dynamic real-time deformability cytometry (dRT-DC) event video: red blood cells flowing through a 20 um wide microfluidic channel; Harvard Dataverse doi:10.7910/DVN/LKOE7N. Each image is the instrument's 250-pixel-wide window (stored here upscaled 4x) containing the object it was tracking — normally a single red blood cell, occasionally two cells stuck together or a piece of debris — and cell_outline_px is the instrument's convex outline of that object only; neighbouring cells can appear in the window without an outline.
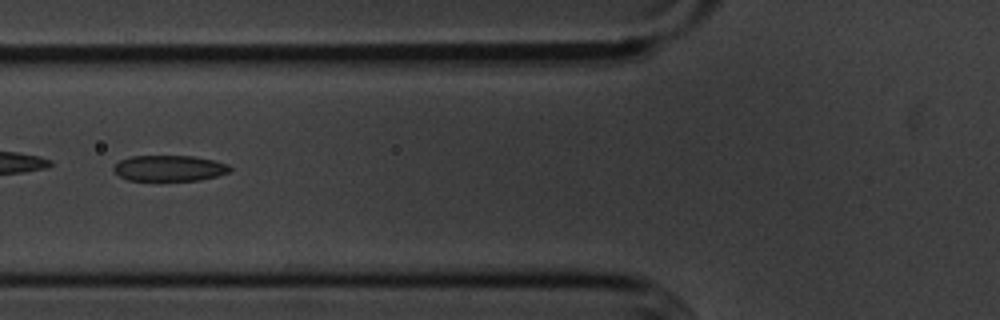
{"species": "common noctule bat (a hibernating species)", "species_latin": "Nyctalus noctula", "temperature_condition": "cold", "stored_images_in_passage": 54, "camera_frame_rate_fps": 3000, "um_per_image_px": 0.085, "animal": {"sex": "male", "body_mass_g": 20.1, "forearm_length_mm": 53.5}, "frame": {"image": 1, "passage_image": 21, "time_ms": 6.667, "image_size_px": [1000, 320], "cell_outline_px": [[232, 168], [228, 172], [216, 176], [200, 180], [128, 180], [112, 172], [112, 168], [120, 160], [132, 156], [192, 156], [212, 160], [228, 164]], "centroid_in_image_um": [14.36, 14.3], "position_along_channel_um": 111.4, "area_um2": 17.4}}
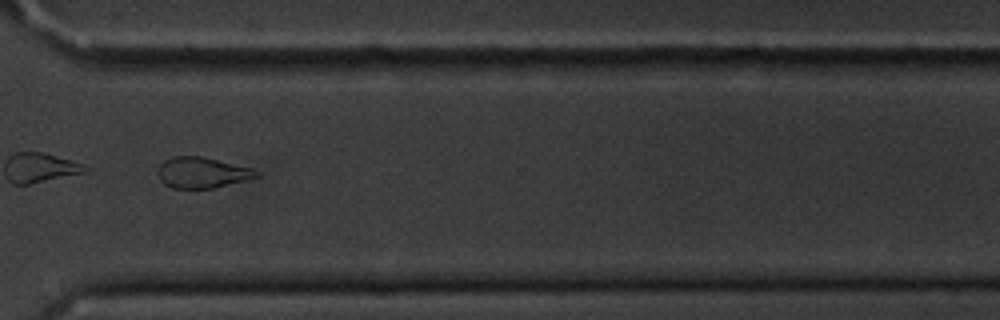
{"frame": {"image": 2, "passage_image": 41, "time_ms": 13.333, "image_size_px": [1000, 320], "cell_outline_px": [[260, 176], [212, 188], [172, 188], [164, 184], [160, 180], [156, 172], [160, 164], [164, 160], [172, 156], [200, 156], [252, 168], [260, 172]], "centroid_in_image_um": [17.13, 14.66], "position_along_channel_um": 353.5, "area_um2": 17.63}}
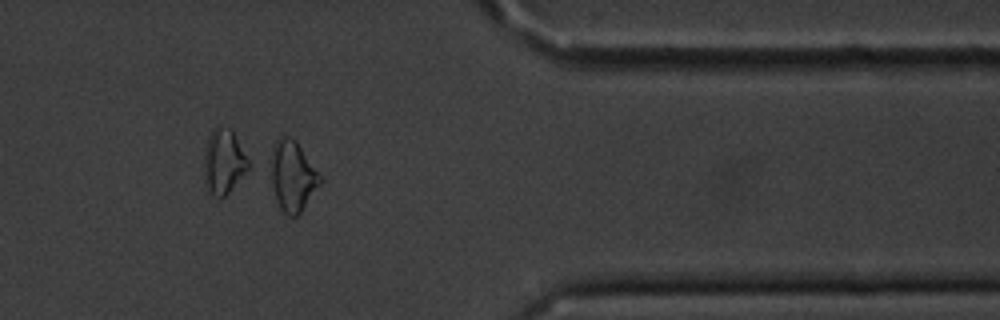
{"frame": {"image": 3, "passage_image": 45, "time_ms": 14.667, "image_size_px": [1000, 320], "cell_outline_px": [[324, 180], [300, 212], [296, 216], [288, 216], [280, 208], [276, 200], [264, 168], [264, 164], [276, 140], [280, 136], [292, 136], [296, 140], [324, 176]], "centroid_in_image_um": [24.8, 14.89], "position_along_channel_um": 386.6, "area_um2": 21.85}, "authors_computed_cell_mechanics": {"area_um2": 19.1896, "velocity_mm_per_s": 3.6285, "shape_relaxation_time_tau1_ms": 4.4365, "shape_relaxation_time_tau2_ms": 3.489, "deformation_change_tau1": 0.1269, "deformation_change_tau2": 0.1206}}